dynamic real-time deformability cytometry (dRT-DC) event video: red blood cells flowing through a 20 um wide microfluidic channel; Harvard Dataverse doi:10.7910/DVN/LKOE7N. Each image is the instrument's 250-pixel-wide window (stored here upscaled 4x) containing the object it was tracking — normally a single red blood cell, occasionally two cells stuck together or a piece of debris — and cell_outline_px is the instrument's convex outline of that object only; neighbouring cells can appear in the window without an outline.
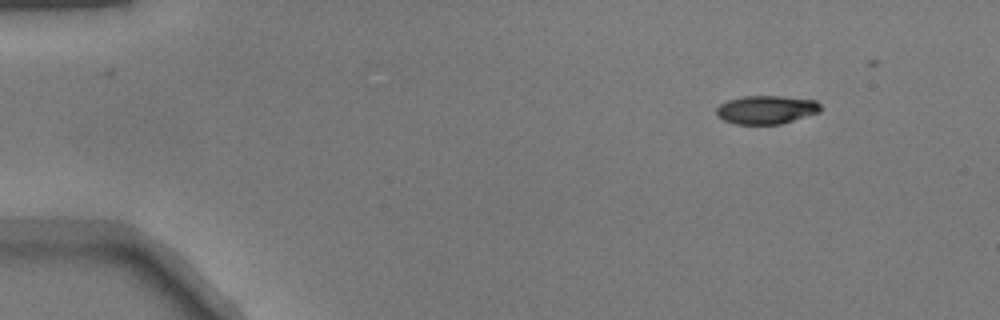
{"species": "common noctule bat (a hibernating species)", "species_latin": "Nyctalus noctula", "temperature_condition": "warm", "stored_images_in_passage": 11, "camera_frame_rate_fps": 3000, "um_per_image_px": 0.085, "animal": {"sex": "male", "body_mass_g": 17.9}, "frame": {"image": 1, "passage_image": 1, "time_ms": 0.0, "image_size_px": [1000, 320], "cell_outline_px": [[820, 112], [780, 124], [736, 124], [724, 120], [716, 116], [716, 108], [720, 104], [728, 100], [744, 96], [780, 96], [816, 100], [820, 104]], "centroid_in_image_um": [65.12, 9.32], "position_along_channel_um": 19.9, "area_um2": 17.22}}
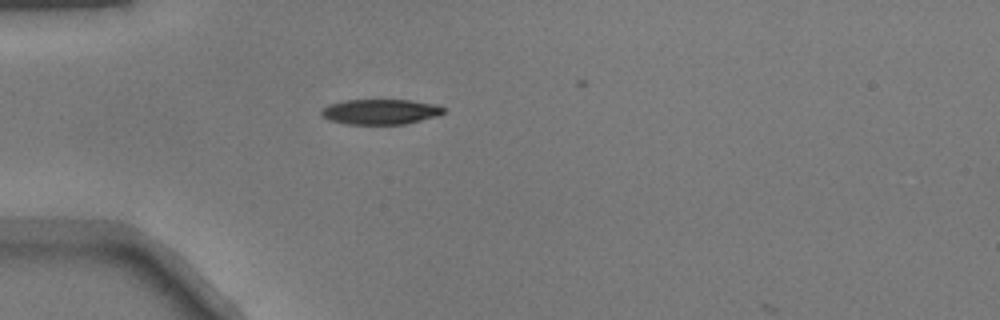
{"frame": {"image": 2, "passage_image": 10, "time_ms": 3.0, "image_size_px": [1000, 320], "cell_outline_px": [[444, 112], [436, 116], [404, 124], [348, 124], [328, 120], [320, 116], [320, 108], [328, 104], [344, 100], [412, 100], [436, 104], [444, 108]], "centroid_in_image_um": [32.26, 9.49], "position_along_channel_um": 52.7, "area_um2": 18.09}}